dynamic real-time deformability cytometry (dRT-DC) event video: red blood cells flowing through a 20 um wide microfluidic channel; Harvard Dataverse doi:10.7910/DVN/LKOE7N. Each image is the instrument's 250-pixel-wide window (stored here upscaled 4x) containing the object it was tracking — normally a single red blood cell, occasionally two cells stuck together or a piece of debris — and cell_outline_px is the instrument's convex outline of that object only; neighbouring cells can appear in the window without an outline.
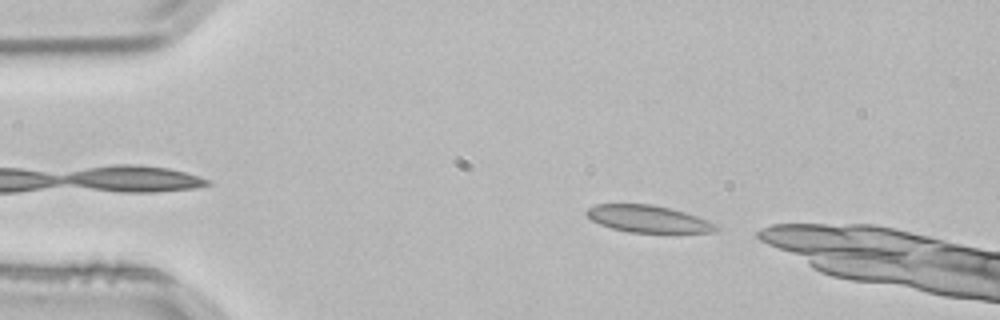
{"species": "common noctule bat (a hibernating species)", "species_latin": "Nyctalus noctula", "temperature_condition": "room temperature", "stored_images_in_passage": 8, "camera_frame_rate_fps": 3000, "um_per_image_px": 0.085, "animal": {"sex": "male", "body_mass_g": 21.5, "forearm_length_mm": 52.0}, "frame": {"image": 1, "passage_image": 2, "time_ms": 0.333, "image_size_px": [1000, 320], "cell_outline_px": [[720, 228], [716, 232], [628, 232], [612, 228], [600, 224], [592, 220], [584, 212], [588, 208], [596, 204], [652, 204], [672, 208], [696, 216], [716, 224]], "centroid_in_image_um": [55.08, 18.6], "position_along_channel_um": 29.9, "area_um2": 20.29}}